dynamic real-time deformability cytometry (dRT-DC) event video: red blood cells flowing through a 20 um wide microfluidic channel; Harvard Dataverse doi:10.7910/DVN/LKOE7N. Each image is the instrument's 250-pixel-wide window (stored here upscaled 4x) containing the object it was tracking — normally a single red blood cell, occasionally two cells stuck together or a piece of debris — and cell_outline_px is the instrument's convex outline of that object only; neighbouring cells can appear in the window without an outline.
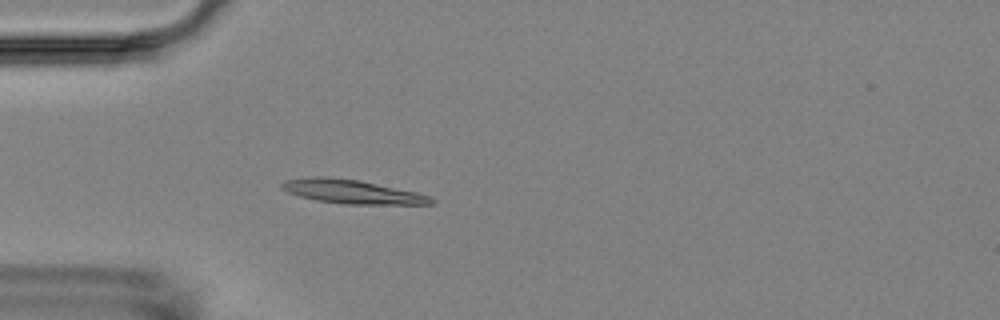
{"species": "Egyptian fruit bat (a non-hibernating species)", "species_latin": "Rousettus aegyptiacus", "temperature_condition": "room temperature", "stored_images_in_passage": 4, "camera_frame_rate_fps": 3000, "um_per_image_px": 0.085, "animal": {"sex": "female"}, "frame": {"image": 1, "passage_image": 4, "time_ms": 4.667, "image_size_px": [1000, 320], "cell_outline_px": [[436, 204], [344, 204], [316, 200], [300, 196], [288, 192], [280, 188], [280, 184], [284, 180], [312, 176], [324, 176], [360, 180], [416, 192], [428, 196], [436, 200]], "centroid_in_image_um": [29.9, 16.29], "position_along_channel_um": 55.1, "area_um2": 20.81}}